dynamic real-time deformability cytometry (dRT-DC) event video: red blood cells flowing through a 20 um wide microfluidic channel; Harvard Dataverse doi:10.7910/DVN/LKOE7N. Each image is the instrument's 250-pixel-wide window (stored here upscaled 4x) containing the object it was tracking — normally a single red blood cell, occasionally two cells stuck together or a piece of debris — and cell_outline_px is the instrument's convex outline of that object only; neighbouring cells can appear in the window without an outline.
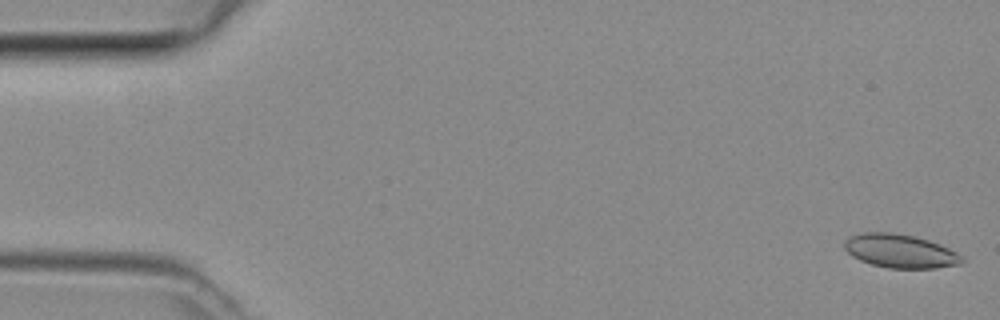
{"species": "common noctule bat (a hibernating species)", "species_latin": "Nyctalus noctula", "temperature_condition": "room temperature", "stored_images_in_passage": 6, "camera_frame_rate_fps": 3000, "um_per_image_px": 0.085, "animal": {"sex": "female", "body_mass_g": 29.2, "forearm_length_mm": 56.3}, "frame": {"image": 1, "passage_image": 1, "time_ms": 0.0, "image_size_px": [1000, 320], "cell_outline_px": [[964, 260], [960, 264], [936, 268], [888, 268], [872, 264], [860, 260], [852, 256], [844, 248], [844, 240], [852, 236], [864, 232], [892, 232], [912, 236], [928, 240], [940, 244], [956, 252]], "centroid_in_image_um": [76.5, 21.34], "position_along_channel_um": 8.5, "area_um2": 22.83}}
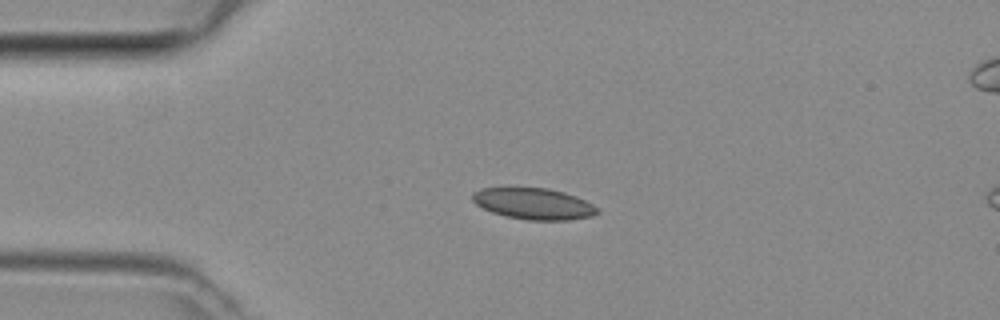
{"frame": {"image": 2, "passage_image": 4, "time_ms": 1.0, "image_size_px": [1000, 320], "cell_outline_px": [[600, 212], [592, 216], [568, 220], [528, 220], [504, 216], [492, 212], [476, 204], [472, 200], [472, 192], [480, 188], [548, 188], [564, 192], [576, 196], [600, 208]], "centroid_in_image_um": [45.37, 17.32], "position_along_channel_um": 39.6, "area_um2": 22.83}}
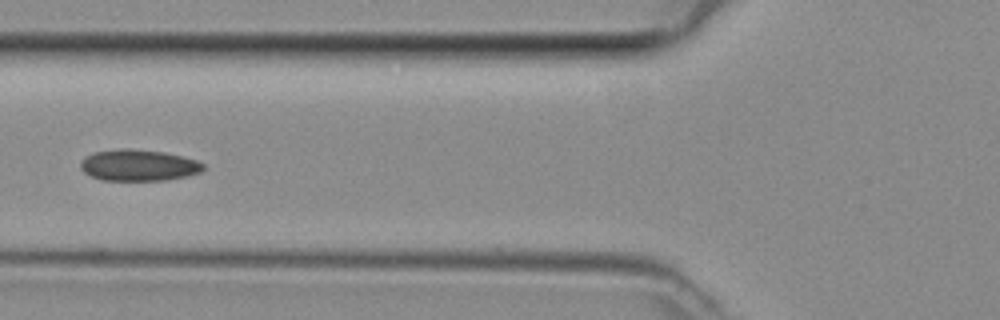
{"frame": {"image": 3, "passage_image": 6, "time_ms": 1.667, "image_size_px": [1000, 320], "cell_outline_px": [[204, 168], [200, 172], [188, 176], [164, 180], [100, 180], [84, 172], [80, 168], [80, 160], [84, 156], [96, 152], [120, 148], [132, 148], [164, 152], [196, 160], [204, 164]], "centroid_in_image_um": [11.75, 14.04], "position_along_channel_um": 114.1, "area_um2": 22.48}}